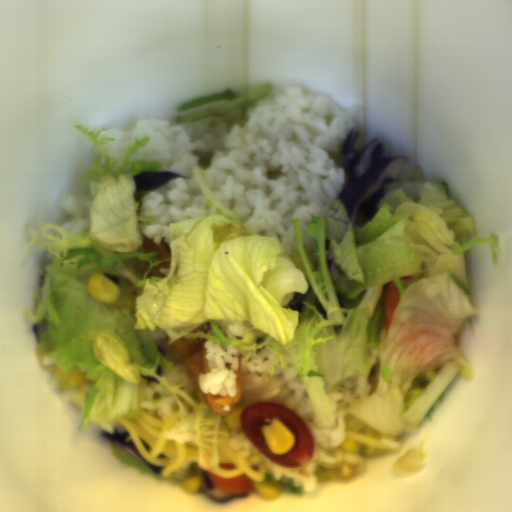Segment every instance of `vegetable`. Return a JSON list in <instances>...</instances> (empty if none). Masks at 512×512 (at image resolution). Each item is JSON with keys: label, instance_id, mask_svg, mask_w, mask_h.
Masks as SVG:
<instances>
[{"label": "vegetable", "instance_id": "obj_1", "mask_svg": "<svg viewBox=\"0 0 512 512\" xmlns=\"http://www.w3.org/2000/svg\"><path fill=\"white\" fill-rule=\"evenodd\" d=\"M105 162L93 160L85 173L93 199L88 225L71 235L63 226H28L41 254L51 255L34 312L25 317L37 326L38 359L45 369L85 372L86 383L72 400L85 408L78 430L89 421L114 433L118 417H139L138 386L155 377L161 395L179 405L181 420L194 421L198 465L213 468L221 441L230 436L225 418L213 412L194 379L171 383L174 363L158 349L150 333L168 334V345L182 337L205 338L249 350L253 360L267 347L273 353L271 375L285 371L290 356L314 409L312 424L335 426L333 387L357 374L370 375L376 348L378 383L367 397L349 404V413L377 431L399 436L410 426L430 422L436 402L456 376L473 379L460 340L478 312L468 289L467 252L488 245L494 265L503 253L498 235L478 238L476 222L455 202L444 181H429L417 201L403 189L380 200L372 219L353 225L337 197L326 217L314 216L304 244L302 221L294 220L297 249L287 253L271 235H260L228 208L209 187L200 165L193 177L210 209L207 217L172 221L170 258L142 249L141 224L154 217L138 212L134 176L158 171L161 162L132 160L149 136L134 139L122 158L109 154L105 141L75 125ZM342 277L333 283L327 260ZM100 272L117 283L121 295L99 302L87 289ZM413 277L403 289L400 277ZM394 281L400 302L388 334L383 325V294ZM311 289L302 312L288 307L295 292ZM318 299L325 319L314 305ZM213 330L195 332L208 322ZM218 322H249L254 332L227 338ZM190 334V335H189Z\"/></svg>", "mask_w": 512, "mask_h": 512}, {"label": "vegetable", "instance_id": "obj_2", "mask_svg": "<svg viewBox=\"0 0 512 512\" xmlns=\"http://www.w3.org/2000/svg\"><path fill=\"white\" fill-rule=\"evenodd\" d=\"M241 398L236 403L234 410L244 409L257 402H273L282 404L294 413L306 425L307 417L301 404L295 397L294 391L289 389L284 382L272 378L270 374L244 373L242 375Z\"/></svg>", "mask_w": 512, "mask_h": 512}, {"label": "vegetable", "instance_id": "obj_3", "mask_svg": "<svg viewBox=\"0 0 512 512\" xmlns=\"http://www.w3.org/2000/svg\"><path fill=\"white\" fill-rule=\"evenodd\" d=\"M272 89V84L268 83L244 95H238L234 90L227 88L224 89L222 93H215L201 98H193L184 105L178 107V111L222 100H228L229 102L189 114H179L176 116L175 120L176 122L181 123L186 121H195L205 117H224L233 110H241L240 117L243 118L248 106L251 107V110L256 109L257 101L262 100L271 92Z\"/></svg>", "mask_w": 512, "mask_h": 512}, {"label": "vegetable", "instance_id": "obj_4", "mask_svg": "<svg viewBox=\"0 0 512 512\" xmlns=\"http://www.w3.org/2000/svg\"><path fill=\"white\" fill-rule=\"evenodd\" d=\"M112 453L116 460L125 465L126 467H135L139 470L140 474H149L155 476L157 478H162L168 482L182 485L183 480L191 475V472L187 468L177 467L173 470L168 476H162L161 471L159 474L155 473L152 469H150L147 465L142 463L136 457L111 442Z\"/></svg>", "mask_w": 512, "mask_h": 512}, {"label": "vegetable", "instance_id": "obj_5", "mask_svg": "<svg viewBox=\"0 0 512 512\" xmlns=\"http://www.w3.org/2000/svg\"><path fill=\"white\" fill-rule=\"evenodd\" d=\"M424 446L425 441L404 453L392 466V472L407 478L420 474L428 466Z\"/></svg>", "mask_w": 512, "mask_h": 512}, {"label": "vegetable", "instance_id": "obj_6", "mask_svg": "<svg viewBox=\"0 0 512 512\" xmlns=\"http://www.w3.org/2000/svg\"><path fill=\"white\" fill-rule=\"evenodd\" d=\"M265 482L266 484H271L274 482H281L282 487L287 489L288 491L294 492L296 494L302 495L301 487L294 485V479L291 477L283 476L280 480H276L273 473H265Z\"/></svg>", "mask_w": 512, "mask_h": 512}]
</instances>
